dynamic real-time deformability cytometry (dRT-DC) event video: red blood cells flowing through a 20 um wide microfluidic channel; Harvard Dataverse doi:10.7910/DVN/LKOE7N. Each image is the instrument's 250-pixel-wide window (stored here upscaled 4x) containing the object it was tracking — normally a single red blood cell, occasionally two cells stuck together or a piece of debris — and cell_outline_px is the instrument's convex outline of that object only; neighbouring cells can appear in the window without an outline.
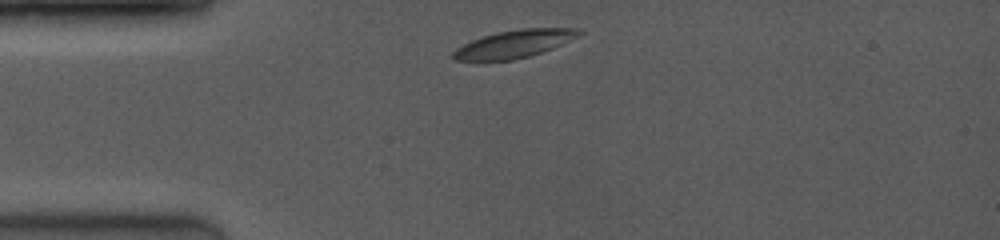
{"species": "common noctule bat (a hibernating species)", "species_latin": "Nyctalus noctula", "temperature_condition": "room temperature", "stored_images_in_passage": 3, "camera_frame_rate_fps": 4000, "um_per_image_px": 0.085, "animal": {"sex": "female", "body_mass_g": 19.0, "forearm_length_mm": 53.3}, "frame": {"image": 1, "passage_image": 1, "time_ms": 0.0, "image_size_px": [1000, 240], "cell_outline_px": [[584, 32], [580, 36], [552, 48], [528, 56], [512, 60], [456, 60], [452, 56], [452, 52], [456, 48], [472, 40], [496, 32], [520, 28], [580, 28]], "centroid_in_image_um": [43.75, 3.71], "position_along_channel_um": 41.2, "area_um2": 20.17}}